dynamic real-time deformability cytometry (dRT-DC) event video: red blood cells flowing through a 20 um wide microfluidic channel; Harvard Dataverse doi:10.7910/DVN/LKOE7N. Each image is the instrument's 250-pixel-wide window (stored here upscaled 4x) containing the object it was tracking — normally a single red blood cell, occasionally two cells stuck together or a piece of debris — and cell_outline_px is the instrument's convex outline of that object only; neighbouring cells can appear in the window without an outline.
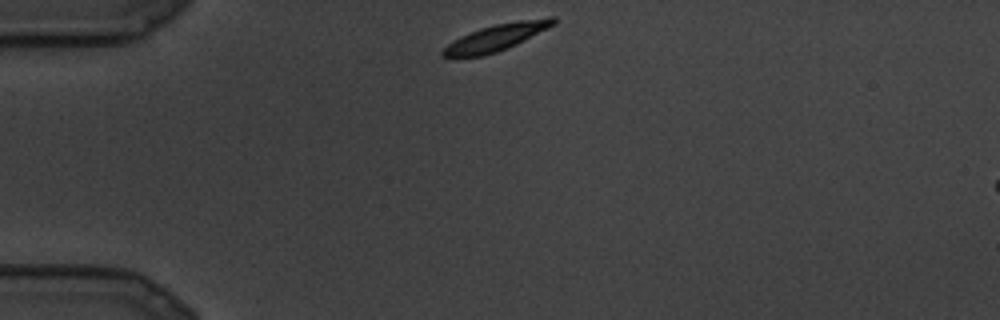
{"species": "common noctule bat (a hibernating species)", "species_latin": "Nyctalus noctula", "temperature_condition": "cold", "stored_images_in_passage": 3, "camera_frame_rate_fps": 3000, "um_per_image_px": 0.085, "animal": {"sex": "male", "body_mass_g": 19.5, "forearm_length_mm": 54.6}, "frame": {"image": 1, "passage_image": 1, "time_ms": 0.0, "image_size_px": [1000, 320], "cell_outline_px": [[556, 24], [508, 48], [496, 52], [480, 56], [456, 60], [440, 56], [440, 52], [448, 44], [480, 28], [496, 24], [516, 20], [548, 16], [556, 16]], "centroid_in_image_um": [42.17, 3.2], "position_along_channel_um": 42.8, "area_um2": 17.46}}